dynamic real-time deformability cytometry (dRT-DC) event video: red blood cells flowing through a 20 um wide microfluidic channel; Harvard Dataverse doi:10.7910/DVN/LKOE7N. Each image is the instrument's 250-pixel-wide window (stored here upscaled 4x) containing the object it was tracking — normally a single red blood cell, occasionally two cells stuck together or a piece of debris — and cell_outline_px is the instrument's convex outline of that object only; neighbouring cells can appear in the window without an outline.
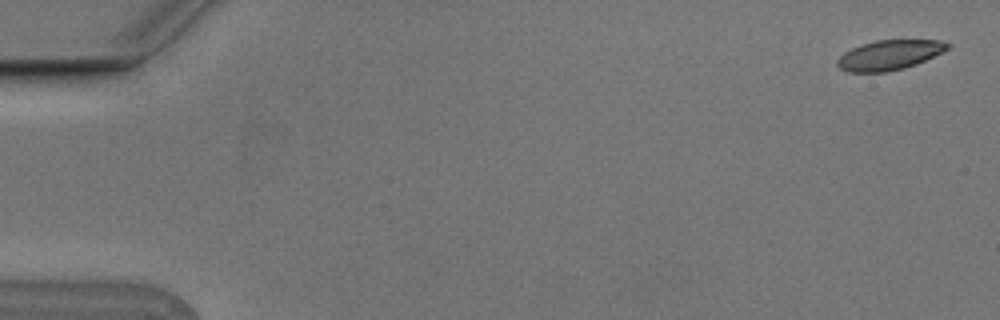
{"species": "Egyptian fruit bat (a non-hibernating species)", "species_latin": "Rousettus aegyptiacus", "temperature_condition": "cold", "stored_images_in_passage": 4, "camera_frame_rate_fps": 3000, "um_per_image_px": 0.085, "animal": {"sex": "male"}, "frame": {"image": 1, "passage_image": 1, "time_ms": 0.0, "image_size_px": [1000, 320], "cell_outline_px": [[952, 44], [944, 52], [916, 64], [904, 68], [888, 72], [848, 72], [840, 68], [836, 64], [836, 60], [844, 52], [852, 48], [876, 40], [940, 40]], "centroid_in_image_um": [75.61, 4.68], "position_along_channel_um": 9.4, "area_um2": 19.19}}